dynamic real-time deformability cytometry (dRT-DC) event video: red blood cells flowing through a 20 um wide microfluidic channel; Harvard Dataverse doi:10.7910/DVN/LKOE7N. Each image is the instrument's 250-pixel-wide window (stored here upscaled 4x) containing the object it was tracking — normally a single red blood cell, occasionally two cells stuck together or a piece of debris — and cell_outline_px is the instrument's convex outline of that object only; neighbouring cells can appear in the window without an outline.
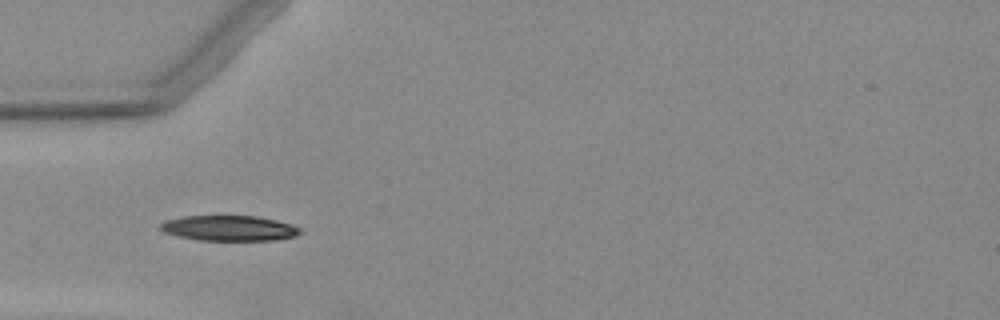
{"species": "Egyptian fruit bat (a non-hibernating species)", "species_latin": "Rousettus aegyptiacus", "temperature_condition": "warm", "stored_images_in_passage": 2, "camera_frame_rate_fps": 3000, "um_per_image_px": 0.085, "animal": {"sex": "female"}, "frame": {"image": 1, "passage_image": 1, "time_ms": 0.0, "image_size_px": [1000, 320], "cell_outline_px": [[304, 232], [296, 236], [276, 240], [196, 240], [176, 236], [164, 232], [156, 228], [160, 224], [168, 220], [184, 216], [256, 216], [276, 220], [292, 224], [300, 228]], "centroid_in_image_um": [19.49, 19.4], "position_along_channel_um": 65.5, "area_um2": 20.81}}
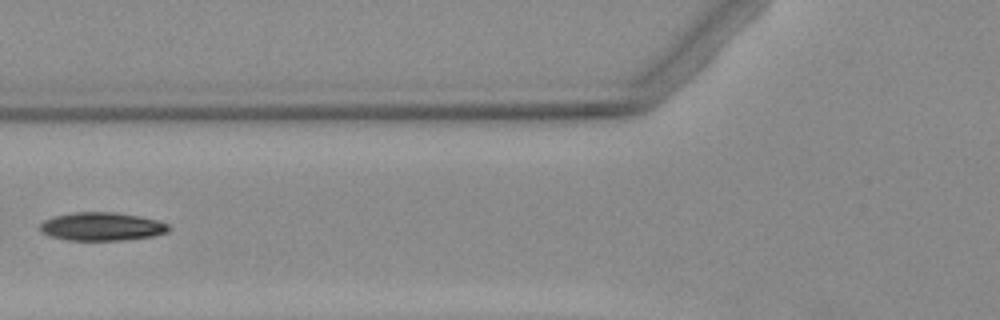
{"frame": {"image": 2, "passage_image": 2, "time_ms": 1.333, "image_size_px": [1000, 320], "cell_outline_px": [[172, 228], [168, 232], [156, 236], [124, 240], [68, 240], [48, 236], [40, 232], [40, 224], [44, 220], [56, 216], [76, 212], [116, 212], [156, 220], [168, 224]], "centroid_in_image_um": [8.66, 19.27], "position_along_channel_um": 117.1, "area_um2": 21.27}}